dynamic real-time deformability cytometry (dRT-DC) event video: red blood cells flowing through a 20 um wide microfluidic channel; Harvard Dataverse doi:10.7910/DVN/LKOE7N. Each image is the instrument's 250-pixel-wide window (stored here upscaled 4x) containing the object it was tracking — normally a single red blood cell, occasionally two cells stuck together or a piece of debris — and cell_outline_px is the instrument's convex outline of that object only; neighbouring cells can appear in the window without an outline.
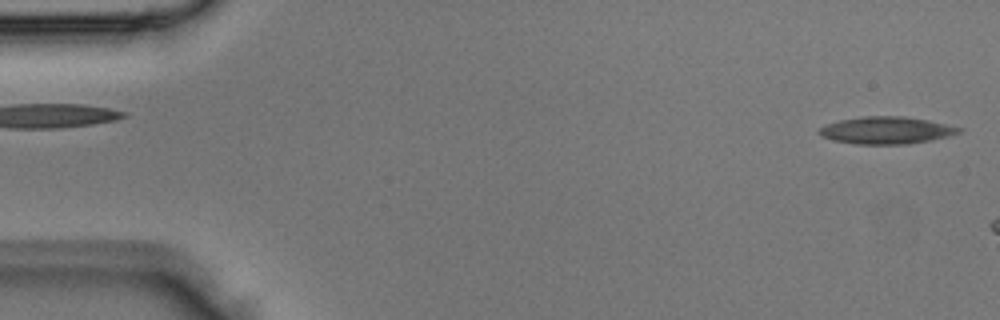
{"species": "Egyptian fruit bat (a non-hibernating species)", "species_latin": "Rousettus aegyptiacus", "temperature_condition": "room temperature", "stored_images_in_passage": 2, "segment_of_instrument_passage": [2, 2], "camera_frame_rate_fps": 3000, "um_per_image_px": 0.085, "animal": {"sex": "male"}, "frame": {"image": 1, "passage_image": 2, "time_ms": 0.333, "image_size_px": [1000, 320], "cell_outline_px": [[964, 128], [960, 132], [948, 136], [932, 140], [908, 144], [856, 144], [836, 140], [820, 136], [816, 132], [820, 128], [828, 124], [840, 120], [860, 116], [904, 116], [928, 120]], "centroid_in_image_um": [75.35, 11.07], "position_along_channel_um": 9.6, "area_um2": 22.14}}